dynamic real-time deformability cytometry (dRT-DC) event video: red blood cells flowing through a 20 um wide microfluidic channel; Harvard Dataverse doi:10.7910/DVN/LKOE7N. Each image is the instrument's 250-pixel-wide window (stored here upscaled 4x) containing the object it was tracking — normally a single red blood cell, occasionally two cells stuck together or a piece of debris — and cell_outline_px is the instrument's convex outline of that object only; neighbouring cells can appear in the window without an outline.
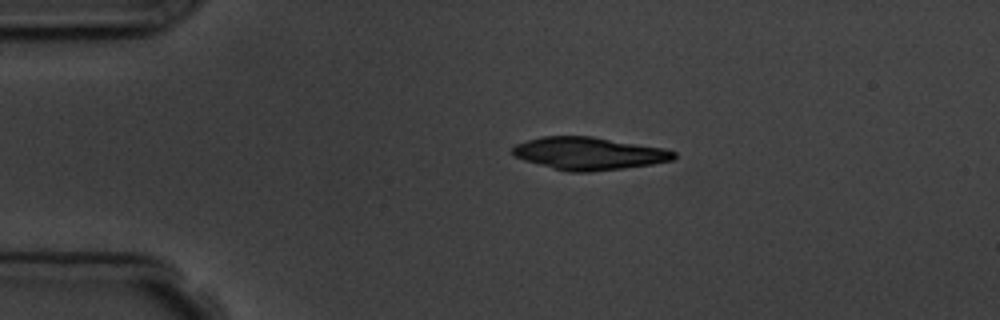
{"species": "common noctule bat (a hibernating species)", "species_latin": "Nyctalus noctula", "temperature_condition": "room temperature", "stored_images_in_passage": 2, "camera_frame_rate_fps": 3000, "um_per_image_px": 0.085, "animal": {"sex": "male", "body_mass_g": 19.5, "forearm_length_mm": 54.6}, "frame": {"image": 1, "passage_image": 1, "time_ms": 0.0, "image_size_px": [1000, 320], "cell_outline_px": [[676, 156], [672, 160], [652, 164], [624, 168], [588, 172], [568, 172], [552, 168], [524, 160], [516, 156], [512, 152], [512, 148], [516, 144], [528, 140], [544, 136], [592, 136], [664, 148], [676, 152]], "centroid_in_image_um": [50.06, 13.04], "position_along_channel_um": 34.9, "area_um2": 30.52}}